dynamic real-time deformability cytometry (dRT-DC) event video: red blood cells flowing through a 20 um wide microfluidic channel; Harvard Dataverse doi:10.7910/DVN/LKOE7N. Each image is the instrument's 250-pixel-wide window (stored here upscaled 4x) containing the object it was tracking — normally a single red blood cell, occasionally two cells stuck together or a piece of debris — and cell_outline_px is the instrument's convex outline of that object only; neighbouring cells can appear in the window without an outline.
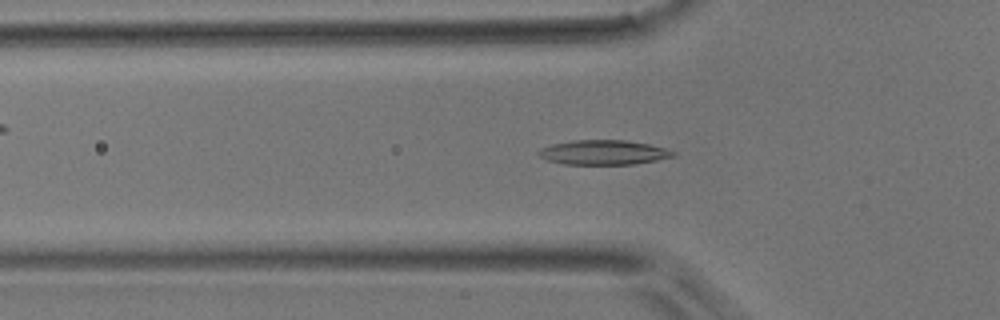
{"species": "common noctule bat (a hibernating species)", "species_latin": "Nyctalus noctula", "temperature_condition": "room temperature", "stored_images_in_passage": 49, "camera_frame_rate_fps": 3000, "um_per_image_px": 0.085, "animal": {"sex": "male", "body_mass_g": 17.9}, "frame": {"image": 1, "passage_image": 15, "time_ms": 4.667, "image_size_px": [1000, 320], "cell_outline_px": [[676, 156], [636, 164], [564, 164], [548, 160], [540, 156], [536, 152], [540, 148], [552, 144], [572, 140], [624, 140], [648, 144], [664, 148], [676, 152]], "centroid_in_image_um": [51.29, 12.95], "position_along_channel_um": 74.5, "area_um2": 19.25}}
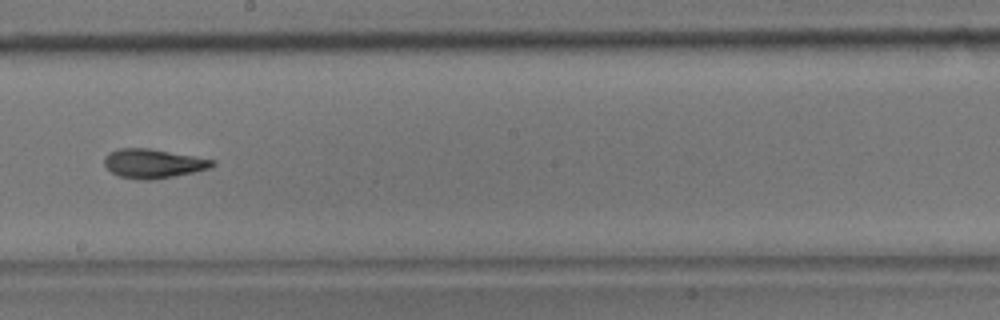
{"frame": {"image": 2, "passage_image": 27, "time_ms": 8.667, "image_size_px": [1000, 320], "cell_outline_px": [[216, 164], [208, 168], [192, 172], [152, 180], [136, 180], [120, 176], [112, 172], [104, 164], [104, 156], [108, 152], [120, 148], [148, 148], [216, 160]], "centroid_in_image_um": [12.99, 13.89], "position_along_channel_um": 235.2, "area_um2": 18.21}}
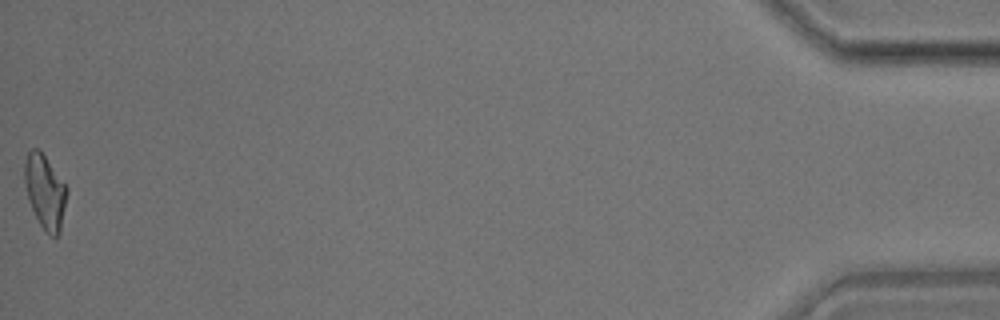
{"frame": {"image": 3, "passage_image": 49, "time_ms": 16.0, "image_size_px": [1000, 320], "cell_outline_px": [[68, 192], [60, 232], [56, 236], [48, 236], [40, 224], [28, 200], [24, 184], [24, 164], [28, 152], [32, 148], [36, 148], [44, 156], [68, 188]], "centroid_in_image_um": [3.82, 16.32], "position_along_channel_um": 431.4, "area_um2": 18.09}}